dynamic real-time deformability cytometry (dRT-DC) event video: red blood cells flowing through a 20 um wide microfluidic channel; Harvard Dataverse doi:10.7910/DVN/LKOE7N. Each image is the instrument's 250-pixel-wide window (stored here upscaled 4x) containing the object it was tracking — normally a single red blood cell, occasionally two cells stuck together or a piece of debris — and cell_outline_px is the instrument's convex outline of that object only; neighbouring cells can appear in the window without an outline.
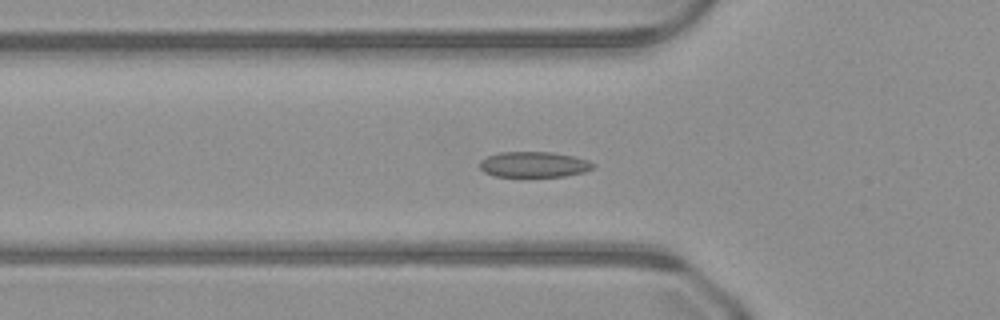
{"species": "common noctule bat (a hibernating species)", "species_latin": "Nyctalus noctula", "temperature_condition": "warm", "stored_images_in_passage": 50, "camera_frame_rate_fps": 3000, "um_per_image_px": 0.085, "animal": {"sex": "male", "body_mass_g": 23.1, "forearm_length_mm": 52.7}, "frame": {"image": 1, "passage_image": 17, "time_ms": 5.333, "image_size_px": [1000, 320], "cell_outline_px": [[596, 164], [592, 168], [584, 172], [564, 176], [496, 176], [484, 172], [480, 168], [480, 160], [488, 156], [500, 152], [552, 152], [572, 156], [588, 160]], "centroid_in_image_um": [45.38, 13.97], "position_along_channel_um": 80.4, "area_um2": 16.76}}
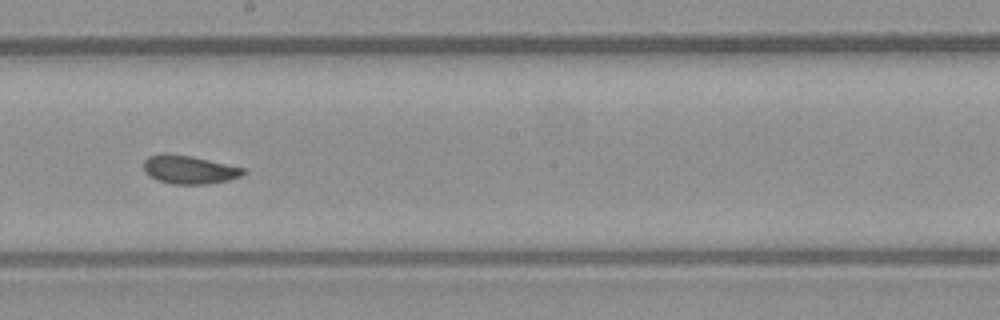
{"frame": {"image": 2, "passage_image": 28, "time_ms": 9.0, "image_size_px": [1000, 320], "cell_outline_px": [[244, 176], [228, 180], [208, 184], [172, 184], [156, 180], [148, 176], [144, 172], [144, 160], [148, 156], [192, 156], [244, 168]], "centroid_in_image_um": [16.11, 14.46], "position_along_channel_um": 232.1, "area_um2": 16.07}}
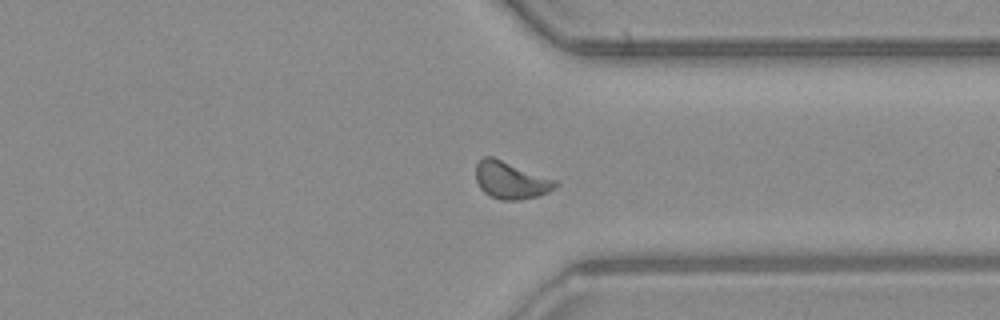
{"frame": {"image": 3, "passage_image": 38, "time_ms": 12.333, "image_size_px": [1000, 320], "cell_outline_px": [[560, 184], [556, 188], [540, 196], [520, 200], [500, 200], [484, 192], [480, 188], [476, 180], [476, 164], [484, 156], [492, 156], [556, 180]], "centroid_in_image_um": [43.44, 15.33], "position_along_channel_um": 368.0, "area_um2": 17.34}}